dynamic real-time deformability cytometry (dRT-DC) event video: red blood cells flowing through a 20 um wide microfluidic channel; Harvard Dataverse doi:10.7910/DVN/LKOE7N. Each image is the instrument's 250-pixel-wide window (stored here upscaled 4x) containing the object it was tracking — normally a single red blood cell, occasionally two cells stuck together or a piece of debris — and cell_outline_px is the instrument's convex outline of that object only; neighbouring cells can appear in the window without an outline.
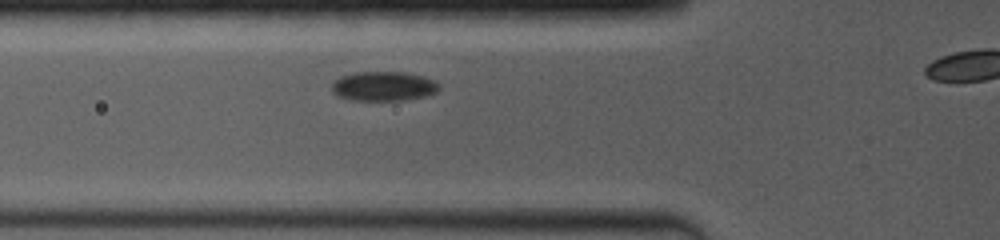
{"species": "common noctule bat (a hibernating species)", "species_latin": "Nyctalus noctula", "temperature_condition": "room temperature", "stored_images_in_passage": 12, "camera_frame_rate_fps": 4000, "um_per_image_px": 0.085, "animal": {"sex": "female", "body_mass_g": 19.0, "forearm_length_mm": 53.3}, "frame": {"image": 1, "passage_image": 6, "time_ms": 2.0, "image_size_px": [1000, 240], "cell_outline_px": [[440, 88], [436, 92], [424, 96], [404, 100], [352, 100], [336, 96], [332, 92], [332, 80], [340, 76], [356, 72], [404, 72], [424, 76], [440, 84]], "centroid_in_image_um": [32.56, 7.32], "position_along_channel_um": 93.2, "area_um2": 18.55}}
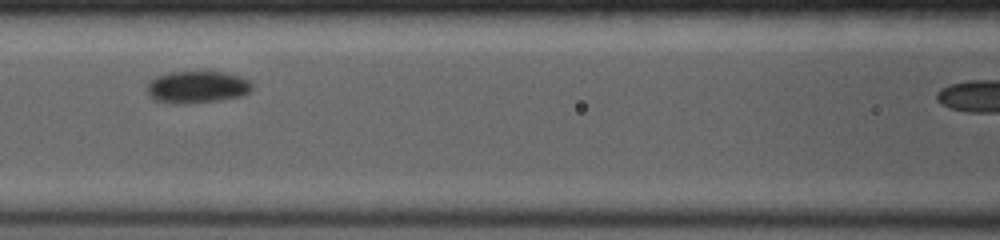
{"frame": {"image": 2, "passage_image": 9, "time_ms": 3.5, "image_size_px": [1000, 240], "cell_outline_px": [[252, 88], [244, 96], [220, 100], [184, 104], [172, 104], [152, 100], [148, 96], [148, 80], [156, 76], [168, 72], [224, 72], [240, 76], [252, 80]], "centroid_in_image_um": [16.74, 7.41], "position_along_channel_um": 149.9, "area_um2": 20.06}}